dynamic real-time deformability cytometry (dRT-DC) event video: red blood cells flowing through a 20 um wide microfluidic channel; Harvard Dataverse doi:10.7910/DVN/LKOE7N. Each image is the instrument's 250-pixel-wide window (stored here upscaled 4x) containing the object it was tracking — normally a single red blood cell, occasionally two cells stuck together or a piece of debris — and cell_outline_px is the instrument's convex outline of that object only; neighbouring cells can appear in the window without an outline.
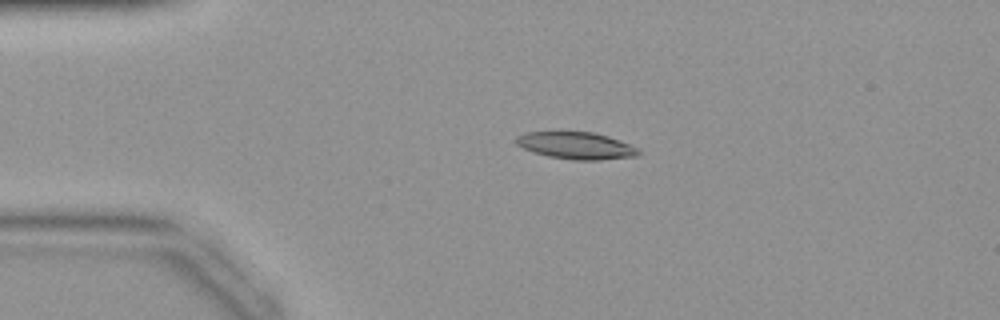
{"species": "common noctule bat (a hibernating species)", "species_latin": "Nyctalus noctula", "temperature_condition": "warm", "stored_images_in_passage": 35, "camera_frame_rate_fps": 3000, "um_per_image_px": 0.085, "animal": {"sex": "female", "body_mass_g": 19.9}, "frame": {"image": 1, "passage_image": 1, "time_ms": 0.0, "image_size_px": [1000, 320], "cell_outline_px": [[640, 152], [636, 156], [600, 160], [572, 160], [548, 156], [524, 148], [516, 144], [516, 136], [524, 132], [592, 132], [608, 136], [620, 140], [640, 148]], "centroid_in_image_um": [49.0, 12.37], "position_along_channel_um": 36.0, "area_um2": 19.25}}
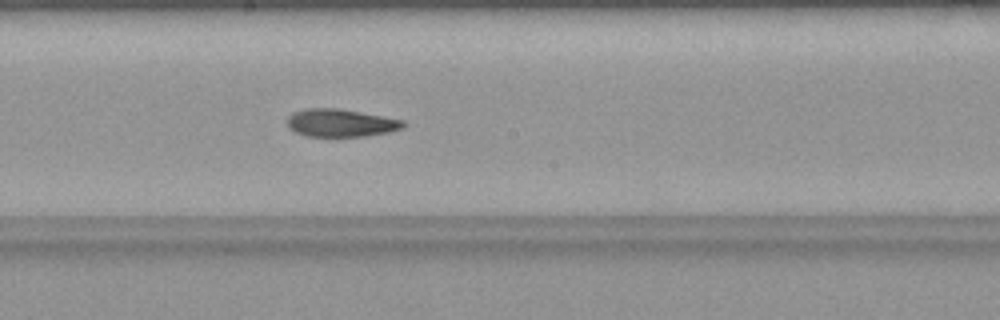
{"frame": {"image": 2, "passage_image": 15, "time_ms": 4.667, "image_size_px": [1000, 320], "cell_outline_px": [[408, 124], [404, 128], [388, 132], [368, 136], [308, 136], [296, 132], [288, 128], [288, 116], [292, 112], [304, 108], [340, 108], [384, 116], [404, 120]], "centroid_in_image_um": [28.99, 10.43], "position_along_channel_um": 219.2, "area_um2": 19.02}}
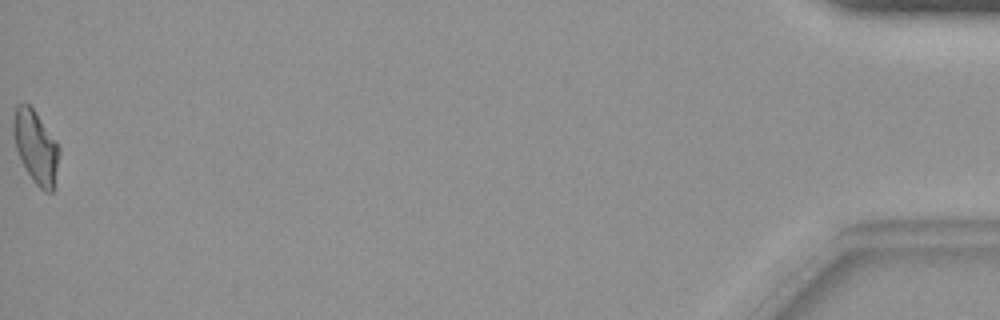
{"frame": {"image": 3, "passage_image": 35, "time_ms": 11.333, "image_size_px": [1000, 320], "cell_outline_px": [[60, 152], [52, 192], [44, 192], [32, 180], [20, 160], [16, 148], [12, 132], [12, 116], [16, 104], [28, 104], [32, 108], [56, 140], [60, 148]], "centroid_in_image_um": [3.01, 12.47], "position_along_channel_um": 432.2, "area_um2": 19.48}}